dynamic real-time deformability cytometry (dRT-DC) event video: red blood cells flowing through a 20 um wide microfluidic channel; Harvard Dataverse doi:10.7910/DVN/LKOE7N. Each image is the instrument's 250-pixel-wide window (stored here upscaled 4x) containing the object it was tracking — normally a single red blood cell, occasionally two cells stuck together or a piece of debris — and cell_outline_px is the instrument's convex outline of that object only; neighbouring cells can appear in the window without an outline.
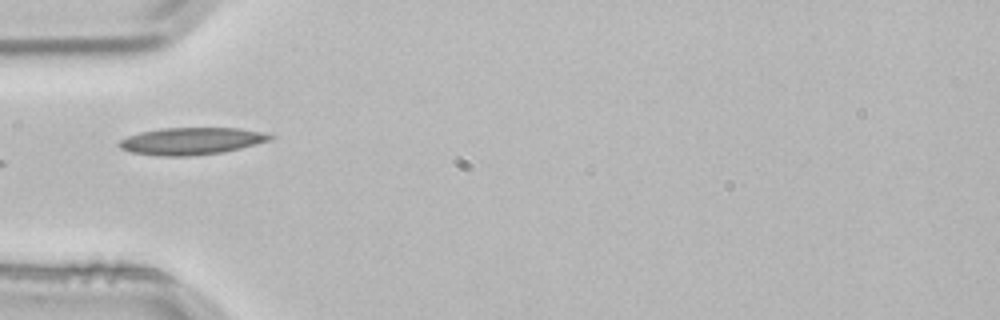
{"species": "common noctule bat (a hibernating species)", "species_latin": "Nyctalus noctula", "temperature_condition": "room temperature", "stored_images_in_passage": 4, "camera_frame_rate_fps": 3000, "um_per_image_px": 0.085, "animal": {"sex": "male", "body_mass_g": 21.5, "forearm_length_mm": 52.0}, "frame": {"image": 1, "passage_image": 4, "time_ms": 1.0, "image_size_px": [1000, 320], "cell_outline_px": [[276, 136], [272, 140], [240, 148], [220, 152], [188, 156], [160, 156], [132, 152], [120, 148], [116, 144], [120, 140], [128, 136], [140, 132], [160, 128], [240, 128], [260, 132]], "centroid_in_image_um": [16.25, 11.98], "position_along_channel_um": 68.7, "area_um2": 23.76}}